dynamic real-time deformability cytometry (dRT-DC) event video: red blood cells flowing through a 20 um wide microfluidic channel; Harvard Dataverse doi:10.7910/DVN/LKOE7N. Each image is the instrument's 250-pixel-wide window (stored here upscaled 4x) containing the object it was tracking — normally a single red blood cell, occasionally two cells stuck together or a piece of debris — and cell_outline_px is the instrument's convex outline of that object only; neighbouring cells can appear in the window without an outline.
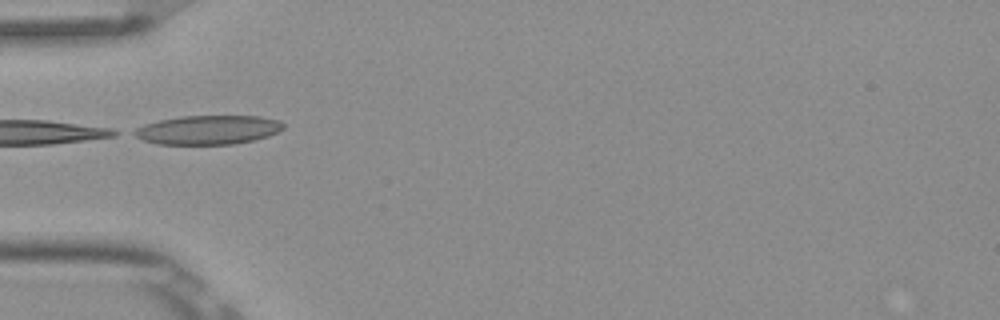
{"species": "Egyptian fruit bat (a non-hibernating species)", "species_latin": "Rousettus aegyptiacus", "temperature_condition": "room temperature", "stored_images_in_passage": 5, "camera_frame_rate_fps": 3000, "um_per_image_px": 0.085, "frame": {"image": 1, "passage_image": 5, "time_ms": 1.333, "image_size_px": [1000, 320], "cell_outline_px": [[284, 128], [268, 136], [252, 140], [232, 144], [156, 144], [144, 140], [128, 132], [144, 124], [160, 120], [180, 116], [260, 116], [280, 120], [284, 124]], "centroid_in_image_um": [17.66, 11.03], "position_along_channel_um": 67.3, "area_um2": 25.26}}